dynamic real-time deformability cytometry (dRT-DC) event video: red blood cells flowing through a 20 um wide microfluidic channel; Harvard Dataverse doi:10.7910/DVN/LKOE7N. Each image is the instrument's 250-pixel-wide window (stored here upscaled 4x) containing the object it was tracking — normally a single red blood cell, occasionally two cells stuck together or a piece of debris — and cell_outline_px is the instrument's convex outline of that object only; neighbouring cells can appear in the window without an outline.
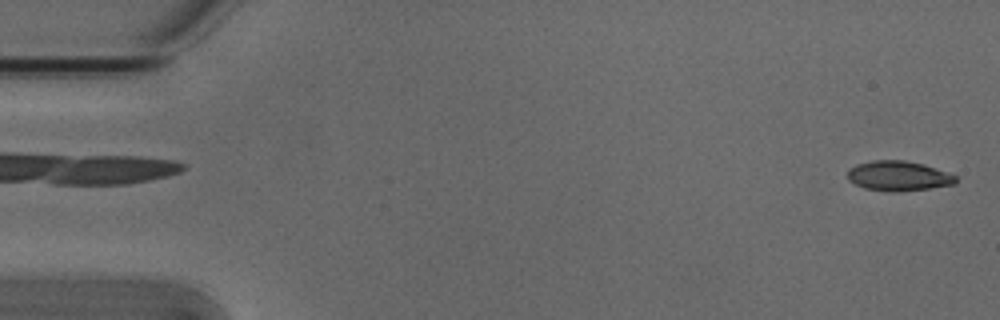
{"species": "Egyptian fruit bat (a non-hibernating species)", "species_latin": "Rousettus aegyptiacus", "temperature_condition": "cold", "stored_images_in_passage": 53, "camera_frame_rate_fps": 3000, "um_per_image_px": 0.085, "animal": {"sex": "male"}, "frame": {"image": 1, "passage_image": 1, "time_ms": 0.0, "image_size_px": [1000, 320], "cell_outline_px": [[956, 184], [928, 188], [896, 192], [888, 192], [864, 188], [848, 180], [848, 172], [856, 164], [872, 160], [904, 160], [924, 164], [956, 176]], "centroid_in_image_um": [76.35, 14.95], "position_along_channel_um": 8.6, "area_um2": 18.73}}
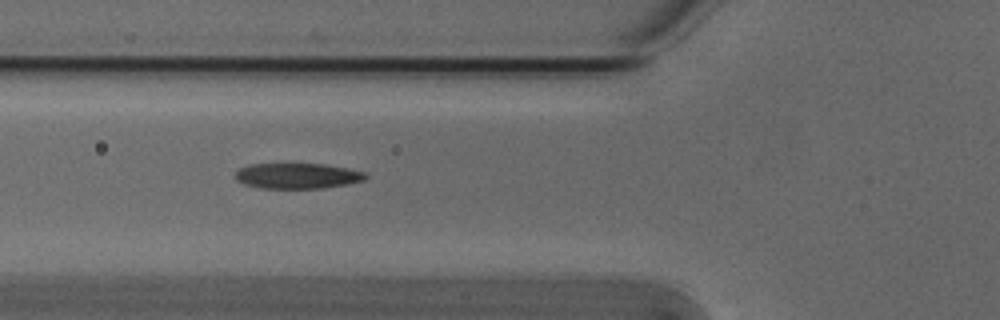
{"frame": {"image": 2, "passage_image": 19, "time_ms": 6.0, "image_size_px": [1000, 320], "cell_outline_px": [[368, 176], [364, 180], [348, 184], [320, 188], [260, 188], [244, 184], [236, 180], [232, 176], [240, 168], [248, 164], [324, 164], [348, 168], [364, 172]], "centroid_in_image_um": [25.24, 14.95], "position_along_channel_um": 100.6, "area_um2": 19.42}}
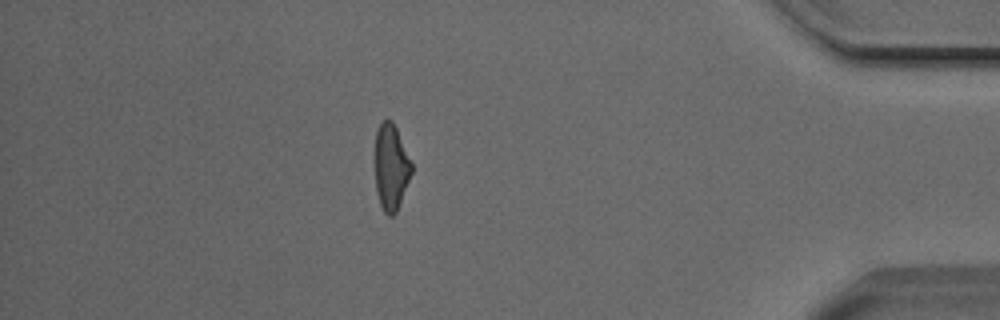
{"frame": {"image": 3, "passage_image": 46, "time_ms": 15.0, "image_size_px": [1000, 320], "cell_outline_px": [[412, 172], [396, 212], [392, 216], [388, 216], [384, 212], [380, 204], [376, 192], [376, 132], [380, 124], [384, 120], [392, 120], [396, 128], [412, 164]], "centroid_in_image_um": [33.24, 14.23], "position_along_channel_um": 402.0, "area_um2": 17.92}, "authors_computed_cell_mechanics": {"area_um2": 19.4208, "velocity_mm_per_s": 3.8517, "shape_relaxation_time_tau1_ms": 4.6708, "shape_relaxation_time_tau2_ms": 1.9235, "deformation_change_tau1": 0.1894, "deformation_change_tau2": 0.1081}}